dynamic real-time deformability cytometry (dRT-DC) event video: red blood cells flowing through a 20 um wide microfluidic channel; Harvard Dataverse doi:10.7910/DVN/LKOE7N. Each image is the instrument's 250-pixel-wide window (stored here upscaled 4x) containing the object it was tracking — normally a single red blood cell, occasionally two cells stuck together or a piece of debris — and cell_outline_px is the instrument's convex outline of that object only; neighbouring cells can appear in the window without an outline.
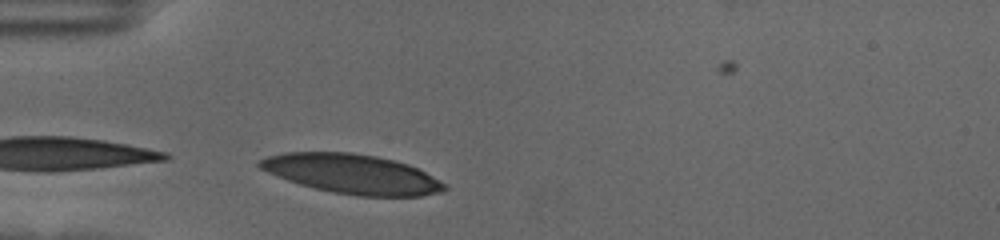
{"species": "human", "species_latin": "Homo sapiens", "temperature_condition": "cold", "stored_images_in_passage": 5, "camera_frame_rate_fps": 3000, "um_per_image_px": 0.085, "donor": {"sex": "female"}, "frame": {"image": 1, "passage_image": 1, "time_ms": 0.0, "image_size_px": [1000, 240], "cell_outline_px": [[448, 188], [440, 192], [420, 196], [356, 196], [332, 192], [300, 184], [276, 176], [260, 168], [256, 164], [260, 160], [268, 156], [284, 152], [352, 152], [376, 156], [408, 164], [448, 184]], "centroid_in_image_um": [29.93, 14.78], "position_along_channel_um": 55.1, "area_um2": 42.37}}